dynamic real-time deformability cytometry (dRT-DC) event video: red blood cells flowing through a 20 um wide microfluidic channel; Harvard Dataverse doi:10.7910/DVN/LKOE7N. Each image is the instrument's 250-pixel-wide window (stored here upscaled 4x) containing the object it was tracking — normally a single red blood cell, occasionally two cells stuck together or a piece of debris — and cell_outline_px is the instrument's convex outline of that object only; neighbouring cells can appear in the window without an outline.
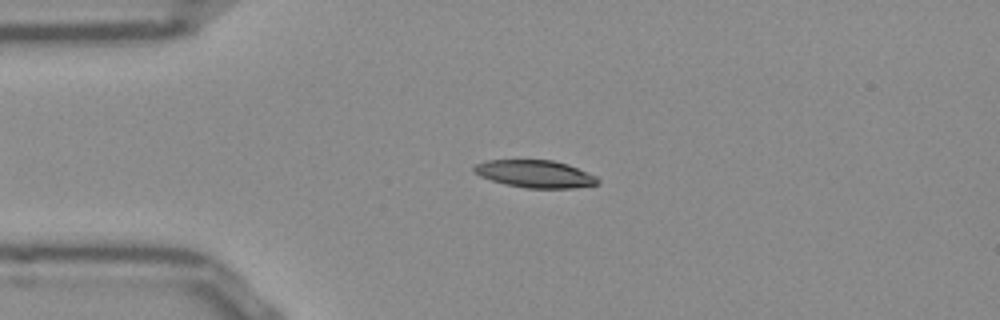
{"species": "Egyptian fruit bat (a non-hibernating species)", "species_latin": "Rousettus aegyptiacus", "temperature_condition": "room temperature", "stored_images_in_passage": 51, "camera_frame_rate_fps": 3000, "um_per_image_px": 0.085, "frame": {"image": 1, "passage_image": 11, "time_ms": 3.333, "image_size_px": [1000, 320], "cell_outline_px": [[600, 184], [576, 188], [528, 188], [504, 184], [480, 176], [472, 172], [472, 168], [476, 164], [488, 160], [552, 160], [568, 164], [596, 176], [600, 180]], "centroid_in_image_um": [45.49, 14.78], "position_along_channel_um": 39.5, "area_um2": 19.88}}
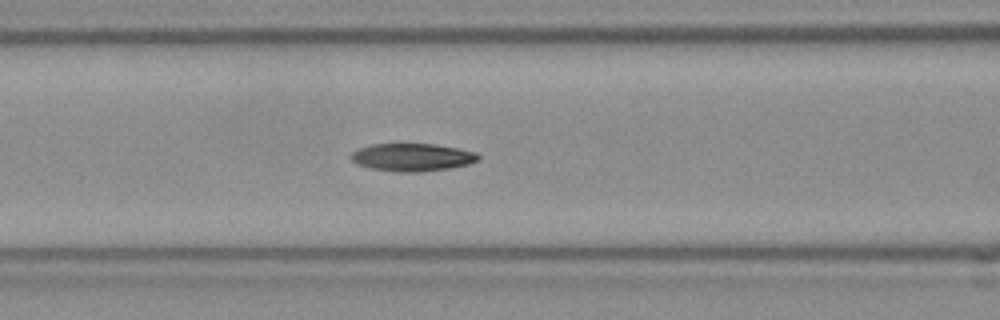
{"frame": {"image": 2, "passage_image": 20, "time_ms": 6.333, "image_size_px": [1000, 320], "cell_outline_px": [[480, 160], [468, 164], [448, 168], [420, 172], [396, 172], [372, 168], [356, 164], [348, 156], [356, 148], [372, 144], [436, 144], [476, 152], [480, 156]], "centroid_in_image_um": [35.01, 13.36], "position_along_channel_um": 131.6, "area_um2": 20.69}}
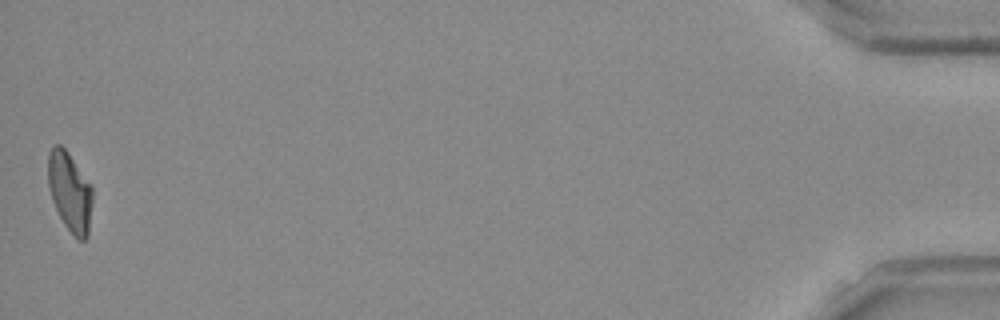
{"frame": {"image": 3, "passage_image": 51, "time_ms": 16.667, "image_size_px": [1000, 320], "cell_outline_px": [[92, 204], [88, 236], [84, 240], [80, 240], [64, 224], [52, 200], [48, 184], [48, 152], [52, 144], [60, 144], [68, 152], [92, 188]], "centroid_in_image_um": [5.92, 16.27], "position_along_channel_um": 429.3, "area_um2": 20.29}, "authors_computed_cell_mechanics": {"area_um2": 20.3456, "velocity_mm_per_s": 3.8553, "shape_relaxation_time_tau1_ms": 10.703, "shape_relaxation_time_tau2_ms": 7.7858, "deformation_change_tau1": 0.2596, "deformation_change_tau2": 0.1663}}